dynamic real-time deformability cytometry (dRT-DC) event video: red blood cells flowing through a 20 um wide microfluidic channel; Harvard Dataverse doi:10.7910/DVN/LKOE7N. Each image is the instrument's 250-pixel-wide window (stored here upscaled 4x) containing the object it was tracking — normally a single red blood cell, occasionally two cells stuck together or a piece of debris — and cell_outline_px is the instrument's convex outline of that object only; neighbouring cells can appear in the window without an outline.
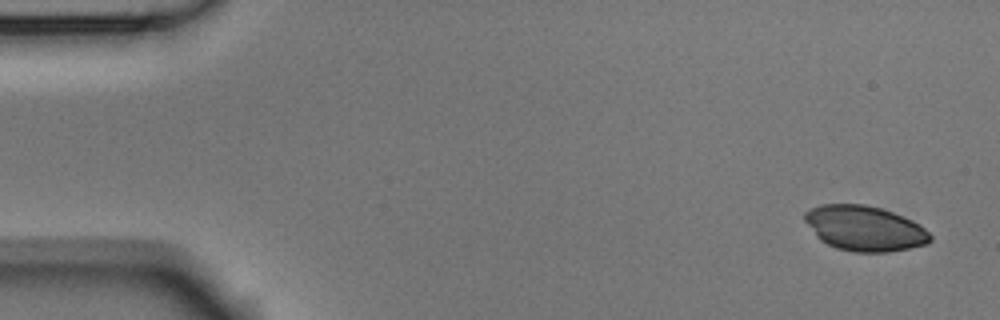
{"species": "Egyptian fruit bat (a non-hibernating species)", "species_latin": "Rousettus aegyptiacus", "temperature_condition": "room temperature", "stored_images_in_passage": 4, "camera_frame_rate_fps": 3000, "um_per_image_px": 0.085, "animal": {"sex": "male"}, "frame": {"image": 1, "passage_image": 1, "time_ms": 0.0, "image_size_px": [1000, 320], "cell_outline_px": [[932, 240], [928, 244], [888, 252], [852, 252], [836, 248], [820, 240], [816, 236], [804, 220], [804, 212], [820, 204], [864, 204], [880, 208], [892, 212], [912, 220], [920, 224], [932, 236]], "centroid_in_image_um": [73.49, 19.41], "position_along_channel_um": 11.5, "area_um2": 33.06}}